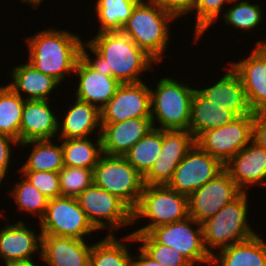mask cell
Returning <instances> with one entry per match:
<instances>
[{
    "instance_id": "obj_4",
    "label": "cell",
    "mask_w": 266,
    "mask_h": 266,
    "mask_svg": "<svg viewBox=\"0 0 266 266\" xmlns=\"http://www.w3.org/2000/svg\"><path fill=\"white\" fill-rule=\"evenodd\" d=\"M186 82L189 80L184 83L183 80L172 76H163L156 81L154 87L150 86L151 119L154 128L188 131L191 102L196 88Z\"/></svg>"
},
{
    "instance_id": "obj_33",
    "label": "cell",
    "mask_w": 266,
    "mask_h": 266,
    "mask_svg": "<svg viewBox=\"0 0 266 266\" xmlns=\"http://www.w3.org/2000/svg\"><path fill=\"white\" fill-rule=\"evenodd\" d=\"M161 148L162 130L153 128L123 156L144 177L159 158Z\"/></svg>"
},
{
    "instance_id": "obj_21",
    "label": "cell",
    "mask_w": 266,
    "mask_h": 266,
    "mask_svg": "<svg viewBox=\"0 0 266 266\" xmlns=\"http://www.w3.org/2000/svg\"><path fill=\"white\" fill-rule=\"evenodd\" d=\"M73 76L78 83L72 89V98L95 105L99 109L108 103L120 85L112 76L94 71L81 58L76 63Z\"/></svg>"
},
{
    "instance_id": "obj_9",
    "label": "cell",
    "mask_w": 266,
    "mask_h": 266,
    "mask_svg": "<svg viewBox=\"0 0 266 266\" xmlns=\"http://www.w3.org/2000/svg\"><path fill=\"white\" fill-rule=\"evenodd\" d=\"M37 223L40 225L42 235L87 240L95 237V232L98 233L81 209L76 197L59 196L50 199L45 215Z\"/></svg>"
},
{
    "instance_id": "obj_11",
    "label": "cell",
    "mask_w": 266,
    "mask_h": 266,
    "mask_svg": "<svg viewBox=\"0 0 266 266\" xmlns=\"http://www.w3.org/2000/svg\"><path fill=\"white\" fill-rule=\"evenodd\" d=\"M255 115L251 112L238 116L228 124L205 131L195 140V143L225 165L252 141Z\"/></svg>"
},
{
    "instance_id": "obj_19",
    "label": "cell",
    "mask_w": 266,
    "mask_h": 266,
    "mask_svg": "<svg viewBox=\"0 0 266 266\" xmlns=\"http://www.w3.org/2000/svg\"><path fill=\"white\" fill-rule=\"evenodd\" d=\"M73 237L42 235L41 257L44 266H89L92 243Z\"/></svg>"
},
{
    "instance_id": "obj_2",
    "label": "cell",
    "mask_w": 266,
    "mask_h": 266,
    "mask_svg": "<svg viewBox=\"0 0 266 266\" xmlns=\"http://www.w3.org/2000/svg\"><path fill=\"white\" fill-rule=\"evenodd\" d=\"M81 36V37H80ZM82 35L67 29L48 27L23 38L27 44V62L60 83L73 76L84 41Z\"/></svg>"
},
{
    "instance_id": "obj_28",
    "label": "cell",
    "mask_w": 266,
    "mask_h": 266,
    "mask_svg": "<svg viewBox=\"0 0 266 266\" xmlns=\"http://www.w3.org/2000/svg\"><path fill=\"white\" fill-rule=\"evenodd\" d=\"M237 117L233 111L212 103L195 89L191 102L188 131L196 140L203 132L219 128Z\"/></svg>"
},
{
    "instance_id": "obj_18",
    "label": "cell",
    "mask_w": 266,
    "mask_h": 266,
    "mask_svg": "<svg viewBox=\"0 0 266 266\" xmlns=\"http://www.w3.org/2000/svg\"><path fill=\"white\" fill-rule=\"evenodd\" d=\"M224 170L243 192H251L255 186L265 188L266 150L252 140L224 165Z\"/></svg>"
},
{
    "instance_id": "obj_36",
    "label": "cell",
    "mask_w": 266,
    "mask_h": 266,
    "mask_svg": "<svg viewBox=\"0 0 266 266\" xmlns=\"http://www.w3.org/2000/svg\"><path fill=\"white\" fill-rule=\"evenodd\" d=\"M230 2L231 0H195L191 10L185 15L188 18L189 15H195L191 19L195 21L192 43L197 44V41L202 40L201 37L207 35L210 28L212 31L213 24L215 26Z\"/></svg>"
},
{
    "instance_id": "obj_23",
    "label": "cell",
    "mask_w": 266,
    "mask_h": 266,
    "mask_svg": "<svg viewBox=\"0 0 266 266\" xmlns=\"http://www.w3.org/2000/svg\"><path fill=\"white\" fill-rule=\"evenodd\" d=\"M153 128L151 117L101 123L102 151L107 155L123 156Z\"/></svg>"
},
{
    "instance_id": "obj_15",
    "label": "cell",
    "mask_w": 266,
    "mask_h": 266,
    "mask_svg": "<svg viewBox=\"0 0 266 266\" xmlns=\"http://www.w3.org/2000/svg\"><path fill=\"white\" fill-rule=\"evenodd\" d=\"M194 144L195 138L187 130H162L160 156L143 177L144 185H168L176 167Z\"/></svg>"
},
{
    "instance_id": "obj_24",
    "label": "cell",
    "mask_w": 266,
    "mask_h": 266,
    "mask_svg": "<svg viewBox=\"0 0 266 266\" xmlns=\"http://www.w3.org/2000/svg\"><path fill=\"white\" fill-rule=\"evenodd\" d=\"M73 102L68 108L66 105L65 112L64 110L62 111L64 114L59 112L57 138H87L89 136L93 137L94 134L100 136V109L76 98H74ZM60 114H63V116H60Z\"/></svg>"
},
{
    "instance_id": "obj_13",
    "label": "cell",
    "mask_w": 266,
    "mask_h": 266,
    "mask_svg": "<svg viewBox=\"0 0 266 266\" xmlns=\"http://www.w3.org/2000/svg\"><path fill=\"white\" fill-rule=\"evenodd\" d=\"M224 170V165L196 143L176 167L168 186L189 196Z\"/></svg>"
},
{
    "instance_id": "obj_7",
    "label": "cell",
    "mask_w": 266,
    "mask_h": 266,
    "mask_svg": "<svg viewBox=\"0 0 266 266\" xmlns=\"http://www.w3.org/2000/svg\"><path fill=\"white\" fill-rule=\"evenodd\" d=\"M93 181L121 199L132 211L138 205L144 187L143 176L124 156L104 153L94 167Z\"/></svg>"
},
{
    "instance_id": "obj_25",
    "label": "cell",
    "mask_w": 266,
    "mask_h": 266,
    "mask_svg": "<svg viewBox=\"0 0 266 266\" xmlns=\"http://www.w3.org/2000/svg\"><path fill=\"white\" fill-rule=\"evenodd\" d=\"M16 65L8 72L10 81L7 85L24 100H51V95L62 84L27 61Z\"/></svg>"
},
{
    "instance_id": "obj_31",
    "label": "cell",
    "mask_w": 266,
    "mask_h": 266,
    "mask_svg": "<svg viewBox=\"0 0 266 266\" xmlns=\"http://www.w3.org/2000/svg\"><path fill=\"white\" fill-rule=\"evenodd\" d=\"M94 16L99 27L96 33L121 31L141 0H94Z\"/></svg>"
},
{
    "instance_id": "obj_1",
    "label": "cell",
    "mask_w": 266,
    "mask_h": 266,
    "mask_svg": "<svg viewBox=\"0 0 266 266\" xmlns=\"http://www.w3.org/2000/svg\"><path fill=\"white\" fill-rule=\"evenodd\" d=\"M80 58L94 71L112 76L120 84L145 81L142 76L147 71L154 74V65H159L122 31L90 36L81 45Z\"/></svg>"
},
{
    "instance_id": "obj_5",
    "label": "cell",
    "mask_w": 266,
    "mask_h": 266,
    "mask_svg": "<svg viewBox=\"0 0 266 266\" xmlns=\"http://www.w3.org/2000/svg\"><path fill=\"white\" fill-rule=\"evenodd\" d=\"M250 192H243L238 198L226 204L214 216L202 224L203 241L212 256L216 252L238 242L249 239L257 233L249 221ZM249 216V217H248ZM249 221V222H248Z\"/></svg>"
},
{
    "instance_id": "obj_10",
    "label": "cell",
    "mask_w": 266,
    "mask_h": 266,
    "mask_svg": "<svg viewBox=\"0 0 266 266\" xmlns=\"http://www.w3.org/2000/svg\"><path fill=\"white\" fill-rule=\"evenodd\" d=\"M149 234L159 243L175 249L193 266L211 264V255L203 241L202 224L188 216L183 220L158 226ZM206 264V265H205Z\"/></svg>"
},
{
    "instance_id": "obj_14",
    "label": "cell",
    "mask_w": 266,
    "mask_h": 266,
    "mask_svg": "<svg viewBox=\"0 0 266 266\" xmlns=\"http://www.w3.org/2000/svg\"><path fill=\"white\" fill-rule=\"evenodd\" d=\"M120 84L115 95L100 109L101 123H117L140 117H151L148 83Z\"/></svg>"
},
{
    "instance_id": "obj_29",
    "label": "cell",
    "mask_w": 266,
    "mask_h": 266,
    "mask_svg": "<svg viewBox=\"0 0 266 266\" xmlns=\"http://www.w3.org/2000/svg\"><path fill=\"white\" fill-rule=\"evenodd\" d=\"M55 139L31 140L19 144L20 149H28V157L18 171H51L58 173L64 167L61 141ZM56 141V142H55ZM57 142H60L57 144Z\"/></svg>"
},
{
    "instance_id": "obj_3",
    "label": "cell",
    "mask_w": 266,
    "mask_h": 266,
    "mask_svg": "<svg viewBox=\"0 0 266 266\" xmlns=\"http://www.w3.org/2000/svg\"><path fill=\"white\" fill-rule=\"evenodd\" d=\"M176 20L180 21L173 11L154 0H141L121 31L160 65L168 56L165 52L172 40L171 23Z\"/></svg>"
},
{
    "instance_id": "obj_8",
    "label": "cell",
    "mask_w": 266,
    "mask_h": 266,
    "mask_svg": "<svg viewBox=\"0 0 266 266\" xmlns=\"http://www.w3.org/2000/svg\"><path fill=\"white\" fill-rule=\"evenodd\" d=\"M78 204L93 227L100 233L116 235L122 228L133 226L132 210L117 196L94 182L76 197Z\"/></svg>"
},
{
    "instance_id": "obj_26",
    "label": "cell",
    "mask_w": 266,
    "mask_h": 266,
    "mask_svg": "<svg viewBox=\"0 0 266 266\" xmlns=\"http://www.w3.org/2000/svg\"><path fill=\"white\" fill-rule=\"evenodd\" d=\"M266 238L259 232L214 252L210 266H266Z\"/></svg>"
},
{
    "instance_id": "obj_39",
    "label": "cell",
    "mask_w": 266,
    "mask_h": 266,
    "mask_svg": "<svg viewBox=\"0 0 266 266\" xmlns=\"http://www.w3.org/2000/svg\"><path fill=\"white\" fill-rule=\"evenodd\" d=\"M49 200L61 196L59 174L51 171H17Z\"/></svg>"
},
{
    "instance_id": "obj_30",
    "label": "cell",
    "mask_w": 266,
    "mask_h": 266,
    "mask_svg": "<svg viewBox=\"0 0 266 266\" xmlns=\"http://www.w3.org/2000/svg\"><path fill=\"white\" fill-rule=\"evenodd\" d=\"M59 141L63 150L64 166L94 169L103 154L101 136Z\"/></svg>"
},
{
    "instance_id": "obj_40",
    "label": "cell",
    "mask_w": 266,
    "mask_h": 266,
    "mask_svg": "<svg viewBox=\"0 0 266 266\" xmlns=\"http://www.w3.org/2000/svg\"><path fill=\"white\" fill-rule=\"evenodd\" d=\"M15 146V147H14ZM19 149V142L10 136L0 134V184L3 185L4 180H10L7 176L10 172L12 162V154L14 153V148ZM18 147V148H17ZM10 166V167H9ZM7 177V179H6Z\"/></svg>"
},
{
    "instance_id": "obj_41",
    "label": "cell",
    "mask_w": 266,
    "mask_h": 266,
    "mask_svg": "<svg viewBox=\"0 0 266 266\" xmlns=\"http://www.w3.org/2000/svg\"><path fill=\"white\" fill-rule=\"evenodd\" d=\"M162 7L173 11L180 19L191 10L195 0H154Z\"/></svg>"
},
{
    "instance_id": "obj_17",
    "label": "cell",
    "mask_w": 266,
    "mask_h": 266,
    "mask_svg": "<svg viewBox=\"0 0 266 266\" xmlns=\"http://www.w3.org/2000/svg\"><path fill=\"white\" fill-rule=\"evenodd\" d=\"M6 212L2 213L0 218H5L2 221L5 224L0 228V261L2 263L17 261V260H30L35 257H41V230L30 228L28 222L25 223L24 219L13 220L10 222L8 217H5ZM8 220V221H7ZM17 221V222H16ZM10 222V223H9ZM28 224V225H27ZM39 256H37V255ZM34 255H36L34 257ZM2 259V260H1Z\"/></svg>"
},
{
    "instance_id": "obj_43",
    "label": "cell",
    "mask_w": 266,
    "mask_h": 266,
    "mask_svg": "<svg viewBox=\"0 0 266 266\" xmlns=\"http://www.w3.org/2000/svg\"><path fill=\"white\" fill-rule=\"evenodd\" d=\"M135 248L137 252L134 253L138 254L133 255L131 266H163L150 258L139 246Z\"/></svg>"
},
{
    "instance_id": "obj_35",
    "label": "cell",
    "mask_w": 266,
    "mask_h": 266,
    "mask_svg": "<svg viewBox=\"0 0 266 266\" xmlns=\"http://www.w3.org/2000/svg\"><path fill=\"white\" fill-rule=\"evenodd\" d=\"M25 100L8 85H0V134L20 144V125Z\"/></svg>"
},
{
    "instance_id": "obj_42",
    "label": "cell",
    "mask_w": 266,
    "mask_h": 266,
    "mask_svg": "<svg viewBox=\"0 0 266 266\" xmlns=\"http://www.w3.org/2000/svg\"><path fill=\"white\" fill-rule=\"evenodd\" d=\"M252 140L266 150V117L263 114L255 115Z\"/></svg>"
},
{
    "instance_id": "obj_6",
    "label": "cell",
    "mask_w": 266,
    "mask_h": 266,
    "mask_svg": "<svg viewBox=\"0 0 266 266\" xmlns=\"http://www.w3.org/2000/svg\"><path fill=\"white\" fill-rule=\"evenodd\" d=\"M189 216L188 196L171 189L168 185H144L140 200L132 211V234L149 233L152 229L180 221ZM147 221V223H146ZM144 225V226H143Z\"/></svg>"
},
{
    "instance_id": "obj_45",
    "label": "cell",
    "mask_w": 266,
    "mask_h": 266,
    "mask_svg": "<svg viewBox=\"0 0 266 266\" xmlns=\"http://www.w3.org/2000/svg\"><path fill=\"white\" fill-rule=\"evenodd\" d=\"M20 3H24L26 6L28 4V6L30 7V9L32 8L33 10L38 9L39 6H43L42 3L44 4V1L47 0H20Z\"/></svg>"
},
{
    "instance_id": "obj_22",
    "label": "cell",
    "mask_w": 266,
    "mask_h": 266,
    "mask_svg": "<svg viewBox=\"0 0 266 266\" xmlns=\"http://www.w3.org/2000/svg\"><path fill=\"white\" fill-rule=\"evenodd\" d=\"M51 103L52 100H25L20 125V144L57 137L59 114Z\"/></svg>"
},
{
    "instance_id": "obj_12",
    "label": "cell",
    "mask_w": 266,
    "mask_h": 266,
    "mask_svg": "<svg viewBox=\"0 0 266 266\" xmlns=\"http://www.w3.org/2000/svg\"><path fill=\"white\" fill-rule=\"evenodd\" d=\"M242 193L230 175L223 170L188 196L189 216L203 223Z\"/></svg>"
},
{
    "instance_id": "obj_27",
    "label": "cell",
    "mask_w": 266,
    "mask_h": 266,
    "mask_svg": "<svg viewBox=\"0 0 266 266\" xmlns=\"http://www.w3.org/2000/svg\"><path fill=\"white\" fill-rule=\"evenodd\" d=\"M118 238V235H106L92 243L89 266H131L133 259L132 245H137L131 231ZM130 246V247H129Z\"/></svg>"
},
{
    "instance_id": "obj_32",
    "label": "cell",
    "mask_w": 266,
    "mask_h": 266,
    "mask_svg": "<svg viewBox=\"0 0 266 266\" xmlns=\"http://www.w3.org/2000/svg\"><path fill=\"white\" fill-rule=\"evenodd\" d=\"M229 5L221 16L223 25L231 26L237 31L244 30L252 33L264 24L265 11L260 4H254L252 1L250 3L249 0H231Z\"/></svg>"
},
{
    "instance_id": "obj_38",
    "label": "cell",
    "mask_w": 266,
    "mask_h": 266,
    "mask_svg": "<svg viewBox=\"0 0 266 266\" xmlns=\"http://www.w3.org/2000/svg\"><path fill=\"white\" fill-rule=\"evenodd\" d=\"M93 170L64 166L58 172L61 196L77 197L81 194L94 182Z\"/></svg>"
},
{
    "instance_id": "obj_46",
    "label": "cell",
    "mask_w": 266,
    "mask_h": 266,
    "mask_svg": "<svg viewBox=\"0 0 266 266\" xmlns=\"http://www.w3.org/2000/svg\"><path fill=\"white\" fill-rule=\"evenodd\" d=\"M254 45H266V39H263V40H256V42H255V44H253V46Z\"/></svg>"
},
{
    "instance_id": "obj_34",
    "label": "cell",
    "mask_w": 266,
    "mask_h": 266,
    "mask_svg": "<svg viewBox=\"0 0 266 266\" xmlns=\"http://www.w3.org/2000/svg\"><path fill=\"white\" fill-rule=\"evenodd\" d=\"M18 175L20 181L17 179L11 189L7 190L9 196L16 204L17 212L21 211L24 216L31 214L40 221L46 213L49 199L45 197L35 186H33L21 173ZM23 178V179H22Z\"/></svg>"
},
{
    "instance_id": "obj_16",
    "label": "cell",
    "mask_w": 266,
    "mask_h": 266,
    "mask_svg": "<svg viewBox=\"0 0 266 266\" xmlns=\"http://www.w3.org/2000/svg\"><path fill=\"white\" fill-rule=\"evenodd\" d=\"M250 51L244 59L227 63L241 78L251 112L262 114L266 111V46L254 45Z\"/></svg>"
},
{
    "instance_id": "obj_37",
    "label": "cell",
    "mask_w": 266,
    "mask_h": 266,
    "mask_svg": "<svg viewBox=\"0 0 266 266\" xmlns=\"http://www.w3.org/2000/svg\"><path fill=\"white\" fill-rule=\"evenodd\" d=\"M139 247L163 266H193L177 250L159 244L149 233L133 234Z\"/></svg>"
},
{
    "instance_id": "obj_20",
    "label": "cell",
    "mask_w": 266,
    "mask_h": 266,
    "mask_svg": "<svg viewBox=\"0 0 266 266\" xmlns=\"http://www.w3.org/2000/svg\"><path fill=\"white\" fill-rule=\"evenodd\" d=\"M223 70V74H220L222 76H219L215 82L207 83L208 85L204 88L199 86L197 88L196 85V90L207 100L218 106H224L237 116L250 114L244 86L238 73L231 65H227Z\"/></svg>"
},
{
    "instance_id": "obj_44",
    "label": "cell",
    "mask_w": 266,
    "mask_h": 266,
    "mask_svg": "<svg viewBox=\"0 0 266 266\" xmlns=\"http://www.w3.org/2000/svg\"><path fill=\"white\" fill-rule=\"evenodd\" d=\"M37 259L38 258H36V259H30V260L10 261V262H6L5 264L3 263V265L4 266H41V265H38L39 263H37Z\"/></svg>"
}]
</instances>
